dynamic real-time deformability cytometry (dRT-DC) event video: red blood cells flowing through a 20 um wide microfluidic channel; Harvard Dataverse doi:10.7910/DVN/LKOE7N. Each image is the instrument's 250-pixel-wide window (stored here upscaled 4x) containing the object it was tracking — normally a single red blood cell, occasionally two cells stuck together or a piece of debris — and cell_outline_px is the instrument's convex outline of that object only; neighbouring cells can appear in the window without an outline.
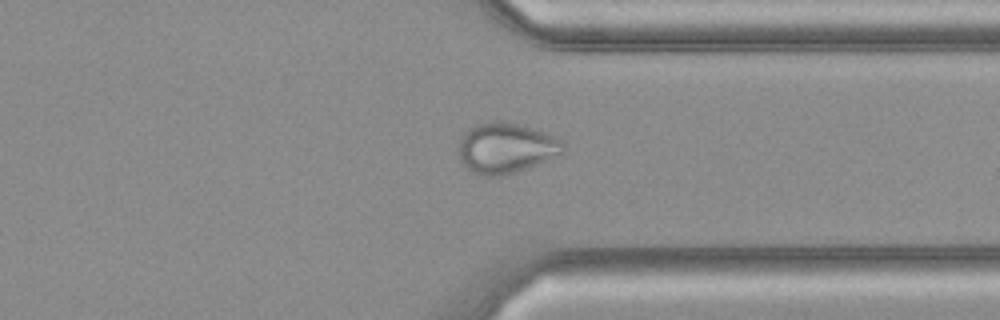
{"species": "common noctule bat (a hibernating species)", "species_latin": "Nyctalus noctula", "temperature_condition": "cold", "stored_images_in_passage": 31, "camera_frame_rate_fps": 3000, "um_per_image_px": 0.085, "animal": {"sex": "female", "body_mass_g": 21.9}, "frame": {"image": 1, "passage_image": 27, "time_ms": 8.667, "image_size_px": [1000, 320], "cell_outline_px": [[564, 152], [524, 168], [500, 176], [484, 176], [472, 172], [460, 160], [460, 140], [464, 132], [488, 120], [500, 120], [524, 124], [564, 140]], "centroid_in_image_um": [43.01, 12.54], "position_along_channel_um": 368.4, "area_um2": 30.4}}